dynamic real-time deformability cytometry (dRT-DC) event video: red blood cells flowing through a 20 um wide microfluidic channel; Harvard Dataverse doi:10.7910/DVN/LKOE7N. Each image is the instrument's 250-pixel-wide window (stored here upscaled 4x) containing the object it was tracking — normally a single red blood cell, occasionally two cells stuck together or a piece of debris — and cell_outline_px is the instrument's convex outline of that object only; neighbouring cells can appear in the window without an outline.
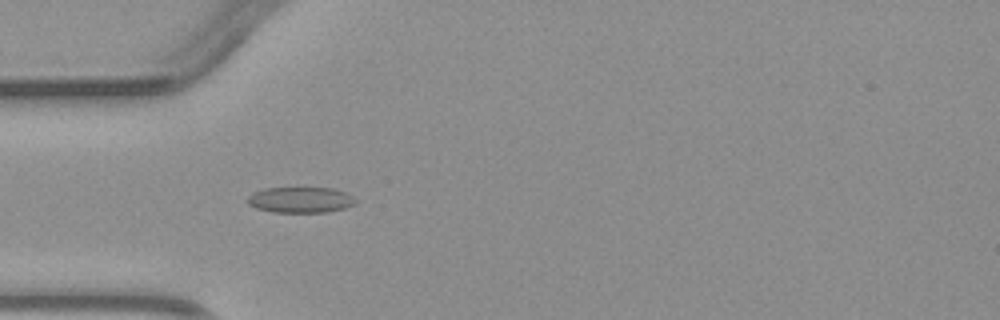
{"species": "common noctule bat (a hibernating species)", "species_latin": "Nyctalus noctula", "temperature_condition": "warm", "stored_images_in_passage": 4, "camera_frame_rate_fps": 3000, "um_per_image_px": 0.085, "animal": {"sex": "male", "body_mass_g": 23.1, "forearm_length_mm": 52.7}, "frame": {"image": 1, "passage_image": 4, "time_ms": 3.333, "image_size_px": [1000, 320], "cell_outline_px": [[356, 204], [344, 208], [328, 212], [272, 212], [256, 208], [248, 204], [248, 196], [252, 192], [264, 188], [332, 188], [344, 192], [352, 196], [356, 200]], "centroid_in_image_um": [25.53, 16.99], "position_along_channel_um": 59.5, "area_um2": 16.24}}